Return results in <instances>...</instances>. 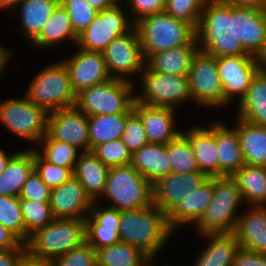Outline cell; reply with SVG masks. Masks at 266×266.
Returning <instances> with one entry per match:
<instances>
[{
    "instance_id": "cell-1",
    "label": "cell",
    "mask_w": 266,
    "mask_h": 266,
    "mask_svg": "<svg viewBox=\"0 0 266 266\" xmlns=\"http://www.w3.org/2000/svg\"><path fill=\"white\" fill-rule=\"evenodd\" d=\"M196 39L200 50L215 57L249 55L236 38V6L224 0L206 1Z\"/></svg>"
},
{
    "instance_id": "cell-2",
    "label": "cell",
    "mask_w": 266,
    "mask_h": 266,
    "mask_svg": "<svg viewBox=\"0 0 266 266\" xmlns=\"http://www.w3.org/2000/svg\"><path fill=\"white\" fill-rule=\"evenodd\" d=\"M173 232L168 225L167 215L154 204L120 211L121 242L141 249L150 258L156 257Z\"/></svg>"
},
{
    "instance_id": "cell-3",
    "label": "cell",
    "mask_w": 266,
    "mask_h": 266,
    "mask_svg": "<svg viewBox=\"0 0 266 266\" xmlns=\"http://www.w3.org/2000/svg\"><path fill=\"white\" fill-rule=\"evenodd\" d=\"M135 28L146 60L157 52L189 45L196 38L192 25L165 12L142 17Z\"/></svg>"
},
{
    "instance_id": "cell-4",
    "label": "cell",
    "mask_w": 266,
    "mask_h": 266,
    "mask_svg": "<svg viewBox=\"0 0 266 266\" xmlns=\"http://www.w3.org/2000/svg\"><path fill=\"white\" fill-rule=\"evenodd\" d=\"M243 198L232 176L213 177V195L209 207L195 224L199 234L217 235L233 233L239 215L236 211Z\"/></svg>"
},
{
    "instance_id": "cell-5",
    "label": "cell",
    "mask_w": 266,
    "mask_h": 266,
    "mask_svg": "<svg viewBox=\"0 0 266 266\" xmlns=\"http://www.w3.org/2000/svg\"><path fill=\"white\" fill-rule=\"evenodd\" d=\"M86 242L85 219H54L30 235L26 250L38 258L53 260Z\"/></svg>"
},
{
    "instance_id": "cell-6",
    "label": "cell",
    "mask_w": 266,
    "mask_h": 266,
    "mask_svg": "<svg viewBox=\"0 0 266 266\" xmlns=\"http://www.w3.org/2000/svg\"><path fill=\"white\" fill-rule=\"evenodd\" d=\"M135 85L132 81L110 78L78 93L75 107L87 116L132 113Z\"/></svg>"
},
{
    "instance_id": "cell-7",
    "label": "cell",
    "mask_w": 266,
    "mask_h": 266,
    "mask_svg": "<svg viewBox=\"0 0 266 266\" xmlns=\"http://www.w3.org/2000/svg\"><path fill=\"white\" fill-rule=\"evenodd\" d=\"M25 96L47 113L75 107L76 94L64 62L50 64L35 75Z\"/></svg>"
},
{
    "instance_id": "cell-8",
    "label": "cell",
    "mask_w": 266,
    "mask_h": 266,
    "mask_svg": "<svg viewBox=\"0 0 266 266\" xmlns=\"http://www.w3.org/2000/svg\"><path fill=\"white\" fill-rule=\"evenodd\" d=\"M153 185L131 164L111 167L102 196L117 210H136L153 204Z\"/></svg>"
},
{
    "instance_id": "cell-9",
    "label": "cell",
    "mask_w": 266,
    "mask_h": 266,
    "mask_svg": "<svg viewBox=\"0 0 266 266\" xmlns=\"http://www.w3.org/2000/svg\"><path fill=\"white\" fill-rule=\"evenodd\" d=\"M140 76L142 92L135 95L136 102L151 107L176 109V105L193 100L188 76L152 71L147 65Z\"/></svg>"
},
{
    "instance_id": "cell-10",
    "label": "cell",
    "mask_w": 266,
    "mask_h": 266,
    "mask_svg": "<svg viewBox=\"0 0 266 266\" xmlns=\"http://www.w3.org/2000/svg\"><path fill=\"white\" fill-rule=\"evenodd\" d=\"M48 113L26 96L0 101V121L19 138L39 143L47 134Z\"/></svg>"
},
{
    "instance_id": "cell-11",
    "label": "cell",
    "mask_w": 266,
    "mask_h": 266,
    "mask_svg": "<svg viewBox=\"0 0 266 266\" xmlns=\"http://www.w3.org/2000/svg\"><path fill=\"white\" fill-rule=\"evenodd\" d=\"M125 13L120 4L98 12L88 28L78 35L76 45L87 51L103 52L111 41L135 27Z\"/></svg>"
},
{
    "instance_id": "cell-12",
    "label": "cell",
    "mask_w": 266,
    "mask_h": 266,
    "mask_svg": "<svg viewBox=\"0 0 266 266\" xmlns=\"http://www.w3.org/2000/svg\"><path fill=\"white\" fill-rule=\"evenodd\" d=\"M188 78L195 103L209 107L228 105L218 76L215 56L199 49L193 57Z\"/></svg>"
},
{
    "instance_id": "cell-13",
    "label": "cell",
    "mask_w": 266,
    "mask_h": 266,
    "mask_svg": "<svg viewBox=\"0 0 266 266\" xmlns=\"http://www.w3.org/2000/svg\"><path fill=\"white\" fill-rule=\"evenodd\" d=\"M102 53L112 78L135 83L127 76L141 73L146 66V59L135 27L127 34L111 41Z\"/></svg>"
},
{
    "instance_id": "cell-14",
    "label": "cell",
    "mask_w": 266,
    "mask_h": 266,
    "mask_svg": "<svg viewBox=\"0 0 266 266\" xmlns=\"http://www.w3.org/2000/svg\"><path fill=\"white\" fill-rule=\"evenodd\" d=\"M216 66L224 96L229 103L237 97L240 102L245 97L253 78L261 69L259 59L251 55L216 57Z\"/></svg>"
},
{
    "instance_id": "cell-15",
    "label": "cell",
    "mask_w": 266,
    "mask_h": 266,
    "mask_svg": "<svg viewBox=\"0 0 266 266\" xmlns=\"http://www.w3.org/2000/svg\"><path fill=\"white\" fill-rule=\"evenodd\" d=\"M47 135L53 140L81 148L82 152L90 151L88 116L76 107L48 113Z\"/></svg>"
},
{
    "instance_id": "cell-16",
    "label": "cell",
    "mask_w": 266,
    "mask_h": 266,
    "mask_svg": "<svg viewBox=\"0 0 266 266\" xmlns=\"http://www.w3.org/2000/svg\"><path fill=\"white\" fill-rule=\"evenodd\" d=\"M63 62L69 71L71 86L76 95L112 78L102 52L79 48L71 58L64 59Z\"/></svg>"
},
{
    "instance_id": "cell-17",
    "label": "cell",
    "mask_w": 266,
    "mask_h": 266,
    "mask_svg": "<svg viewBox=\"0 0 266 266\" xmlns=\"http://www.w3.org/2000/svg\"><path fill=\"white\" fill-rule=\"evenodd\" d=\"M93 203L74 176L51 189L49 204L55 219H86Z\"/></svg>"
},
{
    "instance_id": "cell-18",
    "label": "cell",
    "mask_w": 266,
    "mask_h": 266,
    "mask_svg": "<svg viewBox=\"0 0 266 266\" xmlns=\"http://www.w3.org/2000/svg\"><path fill=\"white\" fill-rule=\"evenodd\" d=\"M207 178L201 172H170L153 184V204L168 215L181 198L196 190Z\"/></svg>"
},
{
    "instance_id": "cell-19",
    "label": "cell",
    "mask_w": 266,
    "mask_h": 266,
    "mask_svg": "<svg viewBox=\"0 0 266 266\" xmlns=\"http://www.w3.org/2000/svg\"><path fill=\"white\" fill-rule=\"evenodd\" d=\"M94 201L85 219L86 242L95 250L121 242L119 236L120 210L98 206Z\"/></svg>"
},
{
    "instance_id": "cell-20",
    "label": "cell",
    "mask_w": 266,
    "mask_h": 266,
    "mask_svg": "<svg viewBox=\"0 0 266 266\" xmlns=\"http://www.w3.org/2000/svg\"><path fill=\"white\" fill-rule=\"evenodd\" d=\"M236 38L249 55L259 59L266 50V10L236 6Z\"/></svg>"
},
{
    "instance_id": "cell-21",
    "label": "cell",
    "mask_w": 266,
    "mask_h": 266,
    "mask_svg": "<svg viewBox=\"0 0 266 266\" xmlns=\"http://www.w3.org/2000/svg\"><path fill=\"white\" fill-rule=\"evenodd\" d=\"M133 111L140 117L149 143L167 144L182 133L176 129L173 108L151 107L135 101Z\"/></svg>"
},
{
    "instance_id": "cell-22",
    "label": "cell",
    "mask_w": 266,
    "mask_h": 266,
    "mask_svg": "<svg viewBox=\"0 0 266 266\" xmlns=\"http://www.w3.org/2000/svg\"><path fill=\"white\" fill-rule=\"evenodd\" d=\"M182 134L189 140L199 171L208 178L220 177L218 147L215 141V123L211 127L194 126Z\"/></svg>"
},
{
    "instance_id": "cell-23",
    "label": "cell",
    "mask_w": 266,
    "mask_h": 266,
    "mask_svg": "<svg viewBox=\"0 0 266 266\" xmlns=\"http://www.w3.org/2000/svg\"><path fill=\"white\" fill-rule=\"evenodd\" d=\"M213 177L207 178L196 190L188 192L167 215L169 227L174 231L178 226L196 224L204 215L212 200Z\"/></svg>"
},
{
    "instance_id": "cell-24",
    "label": "cell",
    "mask_w": 266,
    "mask_h": 266,
    "mask_svg": "<svg viewBox=\"0 0 266 266\" xmlns=\"http://www.w3.org/2000/svg\"><path fill=\"white\" fill-rule=\"evenodd\" d=\"M239 215L233 234L240 247L266 255V206H250Z\"/></svg>"
},
{
    "instance_id": "cell-25",
    "label": "cell",
    "mask_w": 266,
    "mask_h": 266,
    "mask_svg": "<svg viewBox=\"0 0 266 266\" xmlns=\"http://www.w3.org/2000/svg\"><path fill=\"white\" fill-rule=\"evenodd\" d=\"M215 141L218 147L220 177L233 176L244 164L243 151L236 128L215 122Z\"/></svg>"
},
{
    "instance_id": "cell-26",
    "label": "cell",
    "mask_w": 266,
    "mask_h": 266,
    "mask_svg": "<svg viewBox=\"0 0 266 266\" xmlns=\"http://www.w3.org/2000/svg\"><path fill=\"white\" fill-rule=\"evenodd\" d=\"M199 50L195 38L189 45L179 46L152 54L146 65L152 70L171 75L189 76L193 57Z\"/></svg>"
},
{
    "instance_id": "cell-27",
    "label": "cell",
    "mask_w": 266,
    "mask_h": 266,
    "mask_svg": "<svg viewBox=\"0 0 266 266\" xmlns=\"http://www.w3.org/2000/svg\"><path fill=\"white\" fill-rule=\"evenodd\" d=\"M109 169L93 151H86L80 153L73 176L79 180L90 198L96 201L102 197Z\"/></svg>"
},
{
    "instance_id": "cell-28",
    "label": "cell",
    "mask_w": 266,
    "mask_h": 266,
    "mask_svg": "<svg viewBox=\"0 0 266 266\" xmlns=\"http://www.w3.org/2000/svg\"><path fill=\"white\" fill-rule=\"evenodd\" d=\"M131 165L152 185L171 172L166 144L148 143L132 154Z\"/></svg>"
},
{
    "instance_id": "cell-29",
    "label": "cell",
    "mask_w": 266,
    "mask_h": 266,
    "mask_svg": "<svg viewBox=\"0 0 266 266\" xmlns=\"http://www.w3.org/2000/svg\"><path fill=\"white\" fill-rule=\"evenodd\" d=\"M34 171V149L16 152L0 174V195L19 197L21 188Z\"/></svg>"
},
{
    "instance_id": "cell-30",
    "label": "cell",
    "mask_w": 266,
    "mask_h": 266,
    "mask_svg": "<svg viewBox=\"0 0 266 266\" xmlns=\"http://www.w3.org/2000/svg\"><path fill=\"white\" fill-rule=\"evenodd\" d=\"M59 4L60 0H23L14 8L20 13L21 30L29 43L39 35Z\"/></svg>"
},
{
    "instance_id": "cell-31",
    "label": "cell",
    "mask_w": 266,
    "mask_h": 266,
    "mask_svg": "<svg viewBox=\"0 0 266 266\" xmlns=\"http://www.w3.org/2000/svg\"><path fill=\"white\" fill-rule=\"evenodd\" d=\"M237 118L266 126V71L260 69L253 78L245 97L238 102Z\"/></svg>"
},
{
    "instance_id": "cell-32",
    "label": "cell",
    "mask_w": 266,
    "mask_h": 266,
    "mask_svg": "<svg viewBox=\"0 0 266 266\" xmlns=\"http://www.w3.org/2000/svg\"><path fill=\"white\" fill-rule=\"evenodd\" d=\"M237 121L235 128L245 164L266 167V126L255 125L240 118Z\"/></svg>"
},
{
    "instance_id": "cell-33",
    "label": "cell",
    "mask_w": 266,
    "mask_h": 266,
    "mask_svg": "<svg viewBox=\"0 0 266 266\" xmlns=\"http://www.w3.org/2000/svg\"><path fill=\"white\" fill-rule=\"evenodd\" d=\"M202 237L210 241L194 266H233L235 255L240 248L233 233L203 235Z\"/></svg>"
},
{
    "instance_id": "cell-34",
    "label": "cell",
    "mask_w": 266,
    "mask_h": 266,
    "mask_svg": "<svg viewBox=\"0 0 266 266\" xmlns=\"http://www.w3.org/2000/svg\"><path fill=\"white\" fill-rule=\"evenodd\" d=\"M78 36L73 31V26L66 9L59 4L43 27L39 35L31 42L36 48H53L63 40H72L77 43Z\"/></svg>"
},
{
    "instance_id": "cell-35",
    "label": "cell",
    "mask_w": 266,
    "mask_h": 266,
    "mask_svg": "<svg viewBox=\"0 0 266 266\" xmlns=\"http://www.w3.org/2000/svg\"><path fill=\"white\" fill-rule=\"evenodd\" d=\"M244 202L266 206V167L244 164L233 176Z\"/></svg>"
},
{
    "instance_id": "cell-36",
    "label": "cell",
    "mask_w": 266,
    "mask_h": 266,
    "mask_svg": "<svg viewBox=\"0 0 266 266\" xmlns=\"http://www.w3.org/2000/svg\"><path fill=\"white\" fill-rule=\"evenodd\" d=\"M131 113L88 116L90 151L108 141L121 139Z\"/></svg>"
},
{
    "instance_id": "cell-37",
    "label": "cell",
    "mask_w": 266,
    "mask_h": 266,
    "mask_svg": "<svg viewBox=\"0 0 266 266\" xmlns=\"http://www.w3.org/2000/svg\"><path fill=\"white\" fill-rule=\"evenodd\" d=\"M95 251L97 266H144L150 259L141 249L124 242Z\"/></svg>"
},
{
    "instance_id": "cell-38",
    "label": "cell",
    "mask_w": 266,
    "mask_h": 266,
    "mask_svg": "<svg viewBox=\"0 0 266 266\" xmlns=\"http://www.w3.org/2000/svg\"><path fill=\"white\" fill-rule=\"evenodd\" d=\"M166 150L171 163V172H200L190 142L182 133L166 144Z\"/></svg>"
},
{
    "instance_id": "cell-39",
    "label": "cell",
    "mask_w": 266,
    "mask_h": 266,
    "mask_svg": "<svg viewBox=\"0 0 266 266\" xmlns=\"http://www.w3.org/2000/svg\"><path fill=\"white\" fill-rule=\"evenodd\" d=\"M44 148L38 153L48 162L63 168H74L80 156L77 147L51 139L47 134L39 142ZM79 154V155H78Z\"/></svg>"
},
{
    "instance_id": "cell-40",
    "label": "cell",
    "mask_w": 266,
    "mask_h": 266,
    "mask_svg": "<svg viewBox=\"0 0 266 266\" xmlns=\"http://www.w3.org/2000/svg\"><path fill=\"white\" fill-rule=\"evenodd\" d=\"M0 223L26 244L25 222L19 197L0 195Z\"/></svg>"
},
{
    "instance_id": "cell-41",
    "label": "cell",
    "mask_w": 266,
    "mask_h": 266,
    "mask_svg": "<svg viewBox=\"0 0 266 266\" xmlns=\"http://www.w3.org/2000/svg\"><path fill=\"white\" fill-rule=\"evenodd\" d=\"M21 212L25 222L26 243L31 234L44 228L55 218L49 203L20 199Z\"/></svg>"
},
{
    "instance_id": "cell-42",
    "label": "cell",
    "mask_w": 266,
    "mask_h": 266,
    "mask_svg": "<svg viewBox=\"0 0 266 266\" xmlns=\"http://www.w3.org/2000/svg\"><path fill=\"white\" fill-rule=\"evenodd\" d=\"M207 0H166L164 12L197 29Z\"/></svg>"
},
{
    "instance_id": "cell-43",
    "label": "cell",
    "mask_w": 266,
    "mask_h": 266,
    "mask_svg": "<svg viewBox=\"0 0 266 266\" xmlns=\"http://www.w3.org/2000/svg\"><path fill=\"white\" fill-rule=\"evenodd\" d=\"M93 153L109 168L130 165L132 161V153L121 139L98 145Z\"/></svg>"
},
{
    "instance_id": "cell-44",
    "label": "cell",
    "mask_w": 266,
    "mask_h": 266,
    "mask_svg": "<svg viewBox=\"0 0 266 266\" xmlns=\"http://www.w3.org/2000/svg\"><path fill=\"white\" fill-rule=\"evenodd\" d=\"M34 170L42 181L50 188L60 186L73 176L74 168H63L46 161L36 149H34Z\"/></svg>"
},
{
    "instance_id": "cell-45",
    "label": "cell",
    "mask_w": 266,
    "mask_h": 266,
    "mask_svg": "<svg viewBox=\"0 0 266 266\" xmlns=\"http://www.w3.org/2000/svg\"><path fill=\"white\" fill-rule=\"evenodd\" d=\"M60 4L66 9L77 36L88 28L98 14L86 0H60Z\"/></svg>"
},
{
    "instance_id": "cell-46",
    "label": "cell",
    "mask_w": 266,
    "mask_h": 266,
    "mask_svg": "<svg viewBox=\"0 0 266 266\" xmlns=\"http://www.w3.org/2000/svg\"><path fill=\"white\" fill-rule=\"evenodd\" d=\"M121 140L132 154L149 143L142 121L134 111L126 119Z\"/></svg>"
},
{
    "instance_id": "cell-47",
    "label": "cell",
    "mask_w": 266,
    "mask_h": 266,
    "mask_svg": "<svg viewBox=\"0 0 266 266\" xmlns=\"http://www.w3.org/2000/svg\"><path fill=\"white\" fill-rule=\"evenodd\" d=\"M53 266H97L95 249L84 242L80 247L70 250L52 260Z\"/></svg>"
},
{
    "instance_id": "cell-48",
    "label": "cell",
    "mask_w": 266,
    "mask_h": 266,
    "mask_svg": "<svg viewBox=\"0 0 266 266\" xmlns=\"http://www.w3.org/2000/svg\"><path fill=\"white\" fill-rule=\"evenodd\" d=\"M50 193L51 189L42 181L34 170L23 184L19 193V198L49 203Z\"/></svg>"
},
{
    "instance_id": "cell-49",
    "label": "cell",
    "mask_w": 266,
    "mask_h": 266,
    "mask_svg": "<svg viewBox=\"0 0 266 266\" xmlns=\"http://www.w3.org/2000/svg\"><path fill=\"white\" fill-rule=\"evenodd\" d=\"M127 3L134 23L142 17L164 12L166 6V0H128Z\"/></svg>"
},
{
    "instance_id": "cell-50",
    "label": "cell",
    "mask_w": 266,
    "mask_h": 266,
    "mask_svg": "<svg viewBox=\"0 0 266 266\" xmlns=\"http://www.w3.org/2000/svg\"><path fill=\"white\" fill-rule=\"evenodd\" d=\"M233 266H266V255L240 247L235 255Z\"/></svg>"
},
{
    "instance_id": "cell-51",
    "label": "cell",
    "mask_w": 266,
    "mask_h": 266,
    "mask_svg": "<svg viewBox=\"0 0 266 266\" xmlns=\"http://www.w3.org/2000/svg\"><path fill=\"white\" fill-rule=\"evenodd\" d=\"M26 251L25 244L17 249L0 251V266H19L20 258Z\"/></svg>"
},
{
    "instance_id": "cell-52",
    "label": "cell",
    "mask_w": 266,
    "mask_h": 266,
    "mask_svg": "<svg viewBox=\"0 0 266 266\" xmlns=\"http://www.w3.org/2000/svg\"><path fill=\"white\" fill-rule=\"evenodd\" d=\"M23 243L0 223V251L19 248Z\"/></svg>"
},
{
    "instance_id": "cell-53",
    "label": "cell",
    "mask_w": 266,
    "mask_h": 266,
    "mask_svg": "<svg viewBox=\"0 0 266 266\" xmlns=\"http://www.w3.org/2000/svg\"><path fill=\"white\" fill-rule=\"evenodd\" d=\"M19 266H53L52 260L38 258L26 251L20 258Z\"/></svg>"
},
{
    "instance_id": "cell-54",
    "label": "cell",
    "mask_w": 266,
    "mask_h": 266,
    "mask_svg": "<svg viewBox=\"0 0 266 266\" xmlns=\"http://www.w3.org/2000/svg\"><path fill=\"white\" fill-rule=\"evenodd\" d=\"M224 1L235 6L266 10V0H224Z\"/></svg>"
},
{
    "instance_id": "cell-55",
    "label": "cell",
    "mask_w": 266,
    "mask_h": 266,
    "mask_svg": "<svg viewBox=\"0 0 266 266\" xmlns=\"http://www.w3.org/2000/svg\"><path fill=\"white\" fill-rule=\"evenodd\" d=\"M86 1L97 12L110 8L114 5L111 0H86Z\"/></svg>"
},
{
    "instance_id": "cell-56",
    "label": "cell",
    "mask_w": 266,
    "mask_h": 266,
    "mask_svg": "<svg viewBox=\"0 0 266 266\" xmlns=\"http://www.w3.org/2000/svg\"><path fill=\"white\" fill-rule=\"evenodd\" d=\"M12 57V52L6 49V47L3 48L2 45H0V75L2 74L3 70H5V66L8 60Z\"/></svg>"
},
{
    "instance_id": "cell-57",
    "label": "cell",
    "mask_w": 266,
    "mask_h": 266,
    "mask_svg": "<svg viewBox=\"0 0 266 266\" xmlns=\"http://www.w3.org/2000/svg\"><path fill=\"white\" fill-rule=\"evenodd\" d=\"M16 153L6 155L2 149H0V174L5 170L7 167L9 160L15 155Z\"/></svg>"
},
{
    "instance_id": "cell-58",
    "label": "cell",
    "mask_w": 266,
    "mask_h": 266,
    "mask_svg": "<svg viewBox=\"0 0 266 266\" xmlns=\"http://www.w3.org/2000/svg\"><path fill=\"white\" fill-rule=\"evenodd\" d=\"M23 0H0V8H11L14 10L18 4H20Z\"/></svg>"
},
{
    "instance_id": "cell-59",
    "label": "cell",
    "mask_w": 266,
    "mask_h": 266,
    "mask_svg": "<svg viewBox=\"0 0 266 266\" xmlns=\"http://www.w3.org/2000/svg\"><path fill=\"white\" fill-rule=\"evenodd\" d=\"M261 69L266 71V50L259 58Z\"/></svg>"
},
{
    "instance_id": "cell-60",
    "label": "cell",
    "mask_w": 266,
    "mask_h": 266,
    "mask_svg": "<svg viewBox=\"0 0 266 266\" xmlns=\"http://www.w3.org/2000/svg\"><path fill=\"white\" fill-rule=\"evenodd\" d=\"M152 260H153V258H150V259L144 264V266H152V264H151V262H153Z\"/></svg>"
},
{
    "instance_id": "cell-61",
    "label": "cell",
    "mask_w": 266,
    "mask_h": 266,
    "mask_svg": "<svg viewBox=\"0 0 266 266\" xmlns=\"http://www.w3.org/2000/svg\"><path fill=\"white\" fill-rule=\"evenodd\" d=\"M112 1V3L114 4V5H119L120 3H119V1L120 0H111Z\"/></svg>"
}]
</instances>
